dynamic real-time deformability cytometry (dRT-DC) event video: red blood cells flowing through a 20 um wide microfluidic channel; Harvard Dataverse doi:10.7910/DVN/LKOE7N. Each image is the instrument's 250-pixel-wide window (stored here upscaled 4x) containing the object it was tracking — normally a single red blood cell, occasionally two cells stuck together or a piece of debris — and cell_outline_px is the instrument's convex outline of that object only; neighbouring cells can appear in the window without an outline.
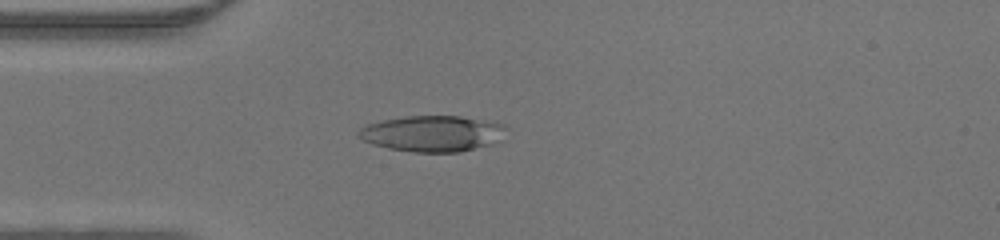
{"species": "human", "species_latin": "Homo sapiens", "temperature_condition": "warm", "stored_images_in_passage": 46, "camera_frame_rate_fps": 3000, "um_per_image_px": 0.085, "donor": {"sex": "male"}, "frame": {"image": 1, "passage_image": 12, "time_ms": 3.667, "image_size_px": [1000, 240], "cell_outline_px": [[504, 128], [500, 140], [492, 144], [460, 152], [412, 152], [388, 148], [372, 144], [360, 140], [356, 136], [356, 132], [360, 128], [368, 124], [384, 120], [404, 116], [460, 116], [492, 120], [504, 124]], "centroid_in_image_um": [36.73, 11.35], "position_along_channel_um": 48.3, "area_um2": 31.21}}
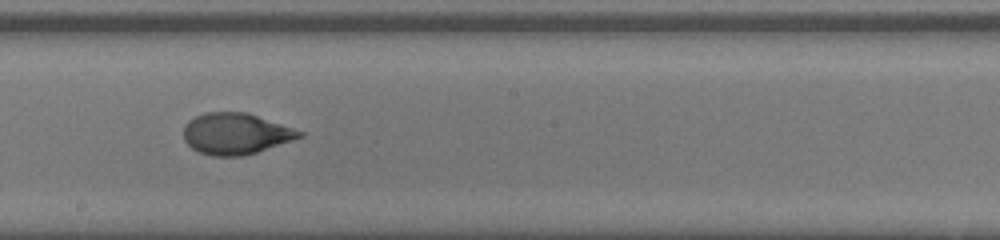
{"frame": {"image": 2, "passage_image": 25, "time_ms": 8.0, "image_size_px": [1000, 240], "cell_outline_px": [[304, 136], [244, 156], [212, 156], [200, 152], [192, 148], [184, 140], [184, 124], [188, 120], [204, 112], [248, 112], [304, 132]], "centroid_in_image_um": [20.01, 11.35], "position_along_channel_um": 228.2, "area_um2": 27.8}}
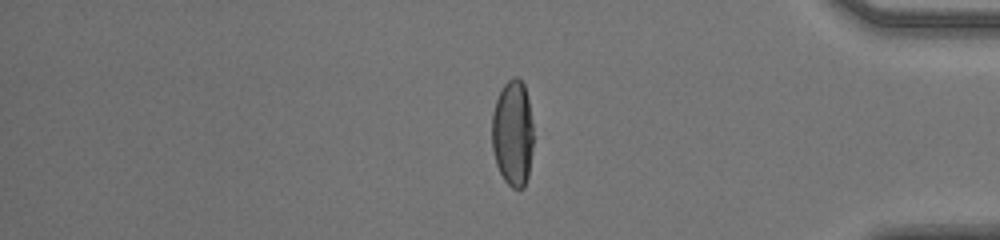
{"frame": {"image": 3, "passage_image": 38, "time_ms": 12.333, "image_size_px": [1000, 240], "cell_outline_px": [[532, 148], [528, 176], [524, 188], [512, 188], [504, 180], [496, 164], [492, 148], [492, 112], [496, 100], [504, 84], [512, 76], [516, 76], [524, 84], [528, 100], [532, 124]], "centroid_in_image_um": [43.57, 11.32], "position_along_channel_um": 391.6, "area_um2": 25.61}}